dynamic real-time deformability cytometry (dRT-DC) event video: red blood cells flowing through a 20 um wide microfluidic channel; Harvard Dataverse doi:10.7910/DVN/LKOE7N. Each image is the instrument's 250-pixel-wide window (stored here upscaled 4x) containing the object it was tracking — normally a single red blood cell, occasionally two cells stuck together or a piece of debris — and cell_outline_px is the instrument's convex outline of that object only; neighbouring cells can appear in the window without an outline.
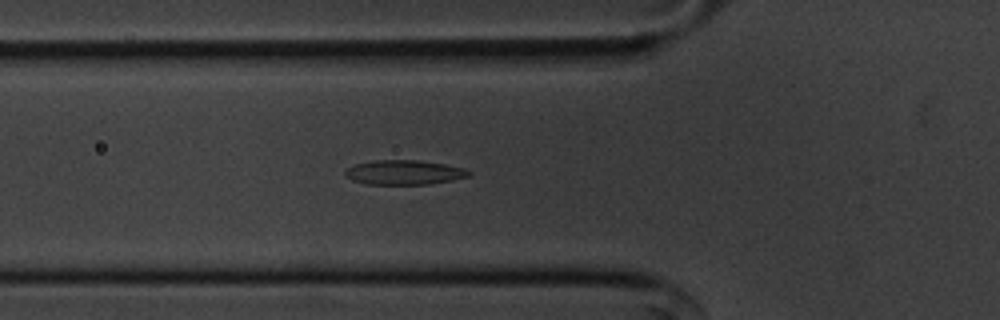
{"species": "common noctule bat (a hibernating species)", "species_latin": "Nyctalus noctula", "temperature_condition": "cold", "stored_images_in_passage": 54, "camera_frame_rate_fps": 3000, "um_per_image_px": 0.085, "animal": {"sex": "male", "body_mass_g": 20.1, "forearm_length_mm": 53.5}, "frame": {"image": 1, "passage_image": 18, "time_ms": 5.667, "image_size_px": [1000, 320], "cell_outline_px": [[472, 172], [468, 176], [452, 180], [428, 184], [364, 184], [352, 180], [344, 176], [344, 172], [348, 168], [356, 164], [376, 160], [420, 160], [444, 164], [464, 168]], "centroid_in_image_um": [34.33, 14.65], "position_along_channel_um": 91.5, "area_um2": 17.63}}
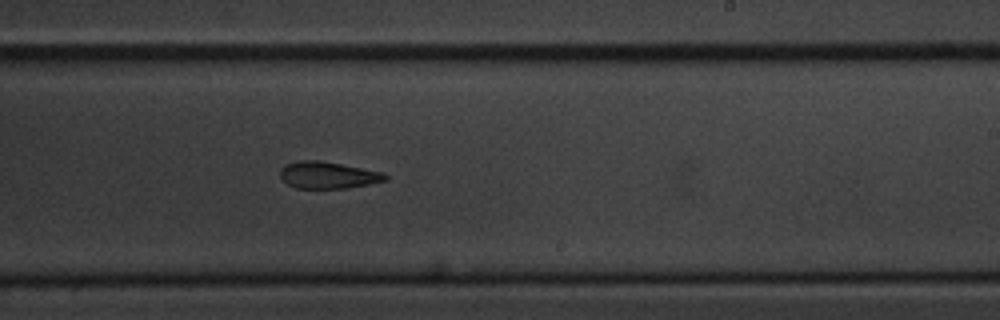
{"frame": {"image": 2, "passage_image": 32, "time_ms": 10.333, "image_size_px": [1000, 320], "cell_outline_px": [[388, 180], [368, 184], [344, 188], [296, 188], [288, 184], [280, 176], [280, 168], [284, 164], [300, 160], [320, 160], [384, 172], [388, 176]], "centroid_in_image_um": [27.87, 14.87], "position_along_channel_um": 261.1, "area_um2": 16.47}}
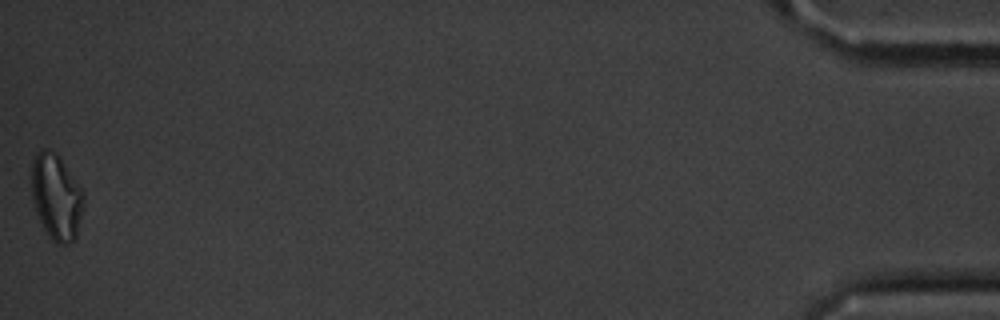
{"frame": {"image": 3, "passage_image": 54, "time_ms": 17.667, "image_size_px": [1000, 320], "cell_outline_px": [[84, 204], [76, 236], [68, 244], [56, 244], [48, 236], [36, 212], [32, 200], [32, 160], [36, 152], [40, 148], [48, 148], [56, 152], [80, 188], [84, 196]], "centroid_in_image_um": [4.76, 16.72], "position_along_channel_um": 430.4, "area_um2": 25.89}, "authors_computed_cell_mechanics": {"area_um2": 17.8891, "velocity_mm_per_s": 3.6193, "shape_relaxation_time_tau1_ms": 5.5514, "shape_relaxation_time_tau2_ms": 5.1437, "deformation_change_tau1": 0.1416, "deformation_change_tau2": 0.1356}}